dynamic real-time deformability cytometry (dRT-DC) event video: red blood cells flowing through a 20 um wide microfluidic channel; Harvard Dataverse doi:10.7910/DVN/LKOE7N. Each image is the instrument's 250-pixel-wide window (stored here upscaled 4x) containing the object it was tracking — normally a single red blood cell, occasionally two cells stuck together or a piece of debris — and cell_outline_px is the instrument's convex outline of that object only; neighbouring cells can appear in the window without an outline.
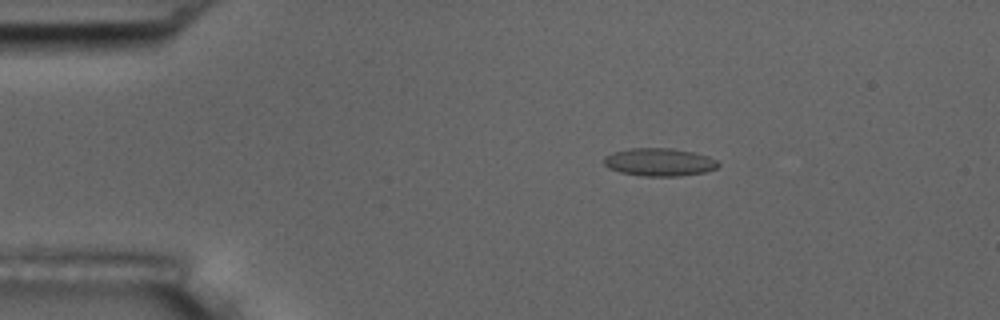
{"species": "common noctule bat (a hibernating species)", "species_latin": "Nyctalus noctula", "temperature_condition": "room temperature", "stored_images_in_passage": 2, "camera_frame_rate_fps": 3000, "um_per_image_px": 0.085, "animal": {"sex": "male", "body_mass_g": 17.5, "forearm_length_mm": 52.3}, "frame": {"image": 1, "passage_image": 1, "time_ms": 0.0, "image_size_px": [1000, 320], "cell_outline_px": [[720, 164], [716, 168], [704, 172], [680, 176], [644, 176], [620, 172], [608, 168], [604, 164], [604, 156], [612, 152], [632, 148], [672, 148], [692, 152], [708, 156], [716, 160]], "centroid_in_image_um": [56.02, 13.78], "position_along_channel_um": 29.0, "area_um2": 18.55}}